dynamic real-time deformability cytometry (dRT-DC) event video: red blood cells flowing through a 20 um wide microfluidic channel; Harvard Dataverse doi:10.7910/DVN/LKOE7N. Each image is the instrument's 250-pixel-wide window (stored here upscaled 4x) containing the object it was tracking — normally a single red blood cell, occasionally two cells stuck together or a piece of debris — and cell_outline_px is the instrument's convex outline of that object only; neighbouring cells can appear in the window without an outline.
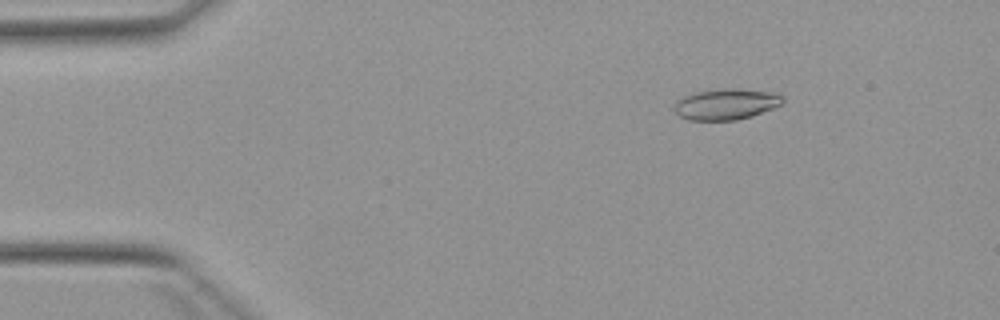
{"species": "Egyptian fruit bat (a non-hibernating species)", "species_latin": "Rousettus aegyptiacus", "temperature_condition": "warm", "stored_images_in_passage": 4, "camera_frame_rate_fps": 3000, "um_per_image_px": 0.085, "animal": {"sex": "female"}, "frame": {"image": 1, "passage_image": 3, "time_ms": 2.333, "image_size_px": [1000, 320], "cell_outline_px": [[784, 100], [780, 104], [772, 108], [752, 116], [736, 120], [688, 120], [680, 116], [672, 108], [676, 100], [692, 92], [724, 88], [736, 88], [768, 92], [784, 96]], "centroid_in_image_um": [61.66, 8.85], "position_along_channel_um": 23.3, "area_um2": 19.59}}